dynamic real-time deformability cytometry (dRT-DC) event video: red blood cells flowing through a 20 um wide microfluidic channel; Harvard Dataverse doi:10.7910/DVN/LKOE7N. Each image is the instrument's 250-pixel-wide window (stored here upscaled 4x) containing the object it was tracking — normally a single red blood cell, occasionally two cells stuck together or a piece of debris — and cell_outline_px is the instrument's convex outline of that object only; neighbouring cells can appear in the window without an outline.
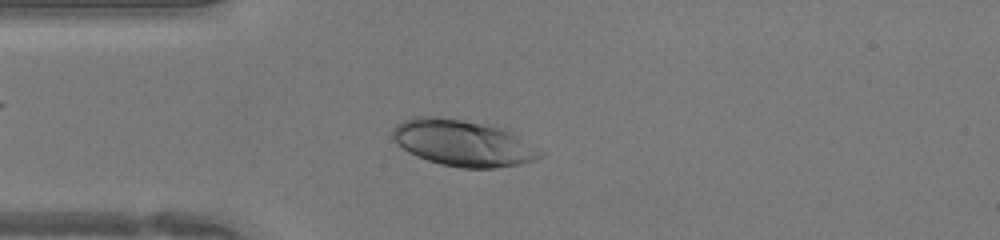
{"species": "human", "species_latin": "Homo sapiens", "temperature_condition": "warm", "stored_images_in_passage": 43, "camera_frame_rate_fps": 3000, "um_per_image_px": 0.085, "donor": {"sex": "female"}, "frame": {"image": 1, "passage_image": 10, "time_ms": 3.0, "image_size_px": [1000, 240], "cell_outline_px": [[548, 152], [544, 156], [536, 160], [520, 164], [496, 168], [460, 168], [440, 164], [416, 156], [408, 152], [396, 144], [392, 136], [392, 128], [396, 124], [404, 120], [416, 116], [432, 116], [460, 120], [500, 128]], "centroid_in_image_um": [39.35, 12.18], "position_along_channel_um": 45.7, "area_um2": 39.71}}
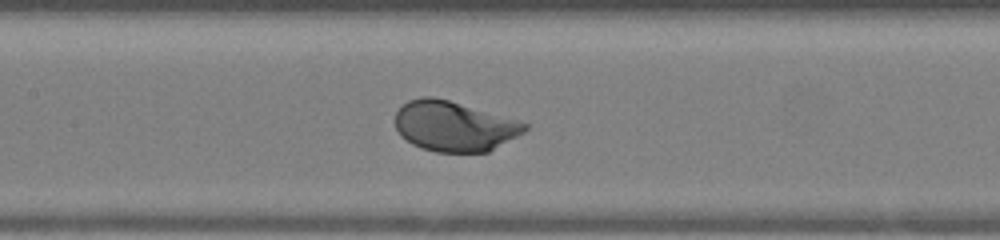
{"frame": {"image": 2, "passage_image": 19, "time_ms": 6.0, "image_size_px": [1000, 240], "cell_outline_px": [[528, 128], [524, 132], [488, 152], [436, 152], [420, 148], [412, 144], [400, 136], [396, 128], [396, 112], [408, 100], [420, 96], [432, 96], [448, 100], [516, 120], [528, 124]], "centroid_in_image_um": [38.56, 10.73], "position_along_channel_um": 168.8, "area_um2": 37.57}}
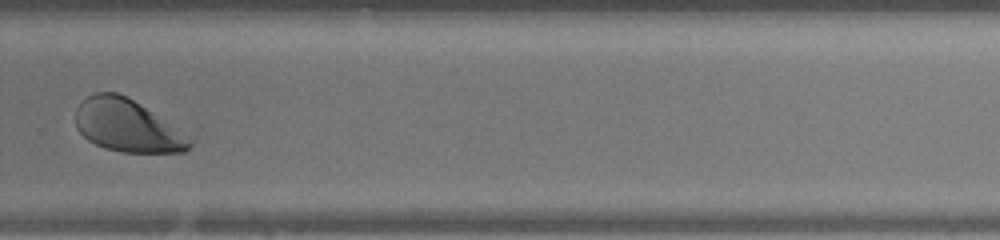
{"frame": {"image": 3, "passage_image": 29, "time_ms": 9.333, "image_size_px": [1000, 240], "cell_outline_px": [[200, 124], [196, 140], [184, 152], [120, 152], [104, 148], [88, 140], [76, 128], [76, 108], [88, 96], [96, 92], [116, 92]], "centroid_in_image_um": [11.29, 10.64], "position_along_channel_um": 318.5, "area_um2": 39.25}}